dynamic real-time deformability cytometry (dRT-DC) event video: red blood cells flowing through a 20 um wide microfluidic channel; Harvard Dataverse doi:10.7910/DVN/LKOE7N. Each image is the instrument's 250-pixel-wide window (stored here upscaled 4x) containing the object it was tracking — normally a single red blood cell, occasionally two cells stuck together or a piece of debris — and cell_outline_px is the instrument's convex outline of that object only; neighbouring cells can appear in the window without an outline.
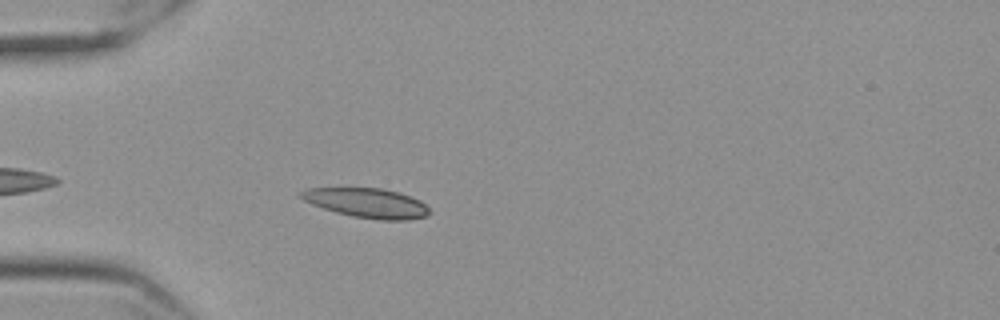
{"species": "Egyptian fruit bat (a non-hibernating species)", "species_latin": "Rousettus aegyptiacus", "temperature_condition": "cold", "stored_images_in_passage": 36, "camera_frame_rate_fps": 3000, "um_per_image_px": 0.085, "frame": {"image": 1, "passage_image": 5, "time_ms": 1.333, "image_size_px": [1000, 320], "cell_outline_px": [[432, 212], [428, 216], [408, 220], [380, 220], [352, 216], [336, 212], [312, 204], [296, 196], [296, 192], [304, 188], [384, 188], [400, 192], [420, 200]], "centroid_in_image_um": [31.17, 17.24], "position_along_channel_um": 53.8, "area_um2": 22.43}}
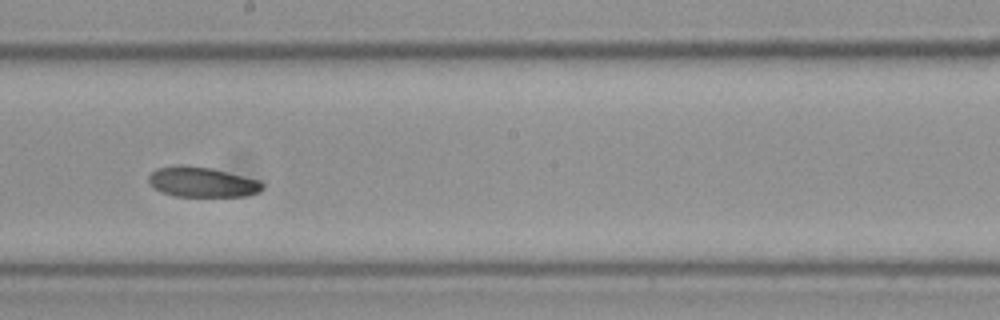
{"frame": {"image": 2, "passage_image": 21, "time_ms": 6.667, "image_size_px": [1000, 320], "cell_outline_px": [[264, 188], [260, 192], [244, 196], [176, 196], [160, 192], [148, 184], [148, 176], [156, 168], [180, 164], [208, 168], [260, 180], [264, 184]], "centroid_in_image_um": [17.14, 15.48], "position_along_channel_um": 231.1, "area_um2": 20.0}}
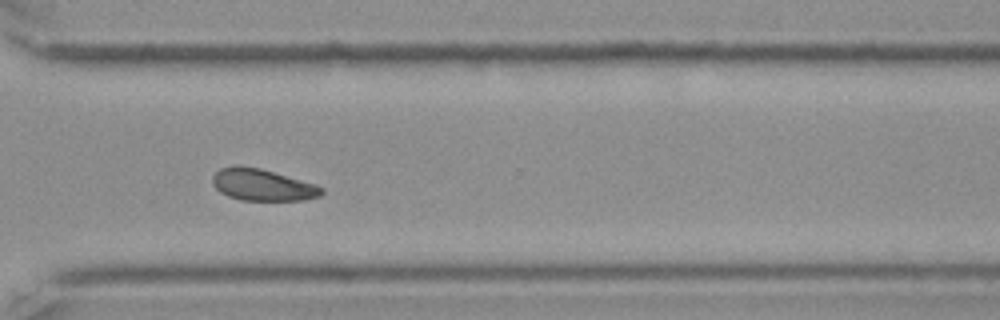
{"frame": {"image": 3, "passage_image": 31, "time_ms": 10.0, "image_size_px": [1000, 320], "cell_outline_px": [[324, 192], [320, 196], [304, 200], [240, 200], [228, 196], [220, 192], [212, 184], [212, 176], [220, 168], [232, 164], [236, 164], [260, 168], [316, 184], [324, 188]], "centroid_in_image_um": [22.29, 15.7], "position_along_channel_um": 348.3, "area_um2": 20.4}}